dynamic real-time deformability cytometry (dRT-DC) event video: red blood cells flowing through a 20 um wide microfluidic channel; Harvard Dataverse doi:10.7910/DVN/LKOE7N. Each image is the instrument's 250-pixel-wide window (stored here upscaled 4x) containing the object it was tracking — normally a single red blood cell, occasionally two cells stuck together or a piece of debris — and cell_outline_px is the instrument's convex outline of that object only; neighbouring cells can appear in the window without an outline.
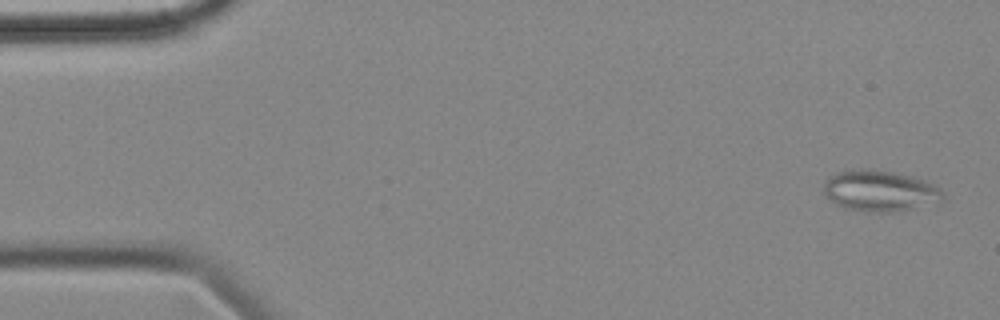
{"species": "common noctule bat (a hibernating species)", "species_latin": "Nyctalus noctula", "temperature_condition": "cold", "stored_images_in_passage": 56, "camera_frame_rate_fps": 3000, "um_per_image_px": 0.085, "animal": {"sex": "female", "body_mass_g": 18.4}, "frame": {"image": 1, "passage_image": 2, "time_ms": 0.333, "image_size_px": [1000, 320], "cell_outline_px": [[944, 200], [912, 208], [892, 212], [876, 212], [844, 208], [836, 204], [824, 192], [824, 180], [828, 176], [836, 172], [852, 168], [872, 168], [896, 172], [912, 176], [936, 184], [944, 192]], "centroid_in_image_um": [74.79, 16.18], "position_along_channel_um": 10.2, "area_um2": 28.84}}
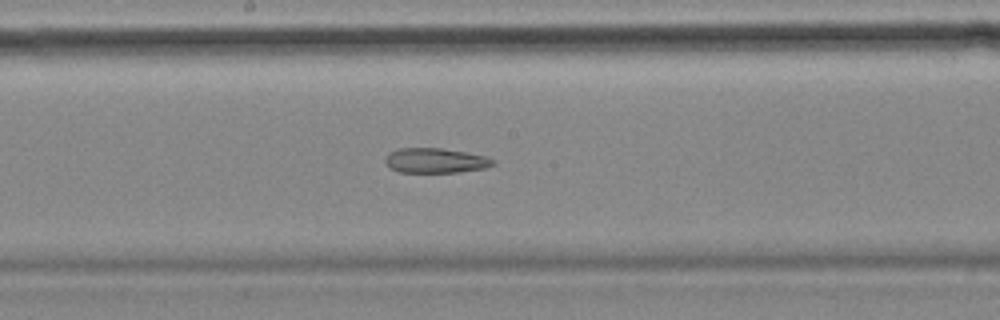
{"frame": {"image": 2, "passage_image": 29, "time_ms": 9.333, "image_size_px": [1000, 320], "cell_outline_px": [[496, 164], [484, 168], [460, 172], [400, 172], [388, 168], [384, 160], [384, 156], [388, 152], [396, 148], [440, 148], [488, 156], [496, 160]], "centroid_in_image_um": [36.99, 13.64], "position_along_channel_um": 211.2, "area_um2": 15.9}}
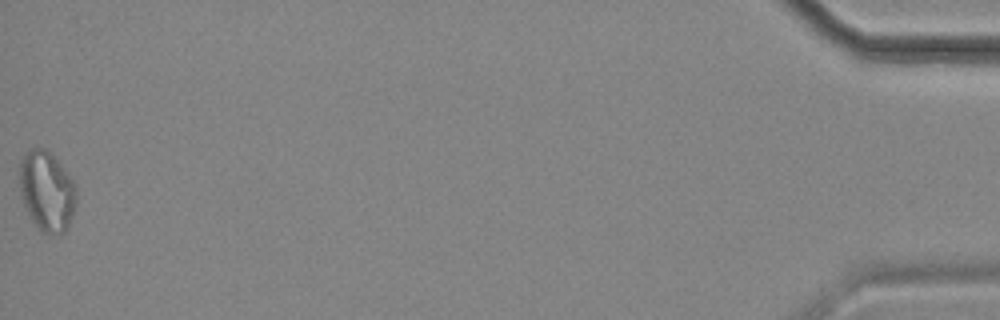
{"frame": {"image": 3, "passage_image": 56, "time_ms": 18.333, "image_size_px": [1000, 320], "cell_outline_px": [[76, 204], [68, 228], [64, 232], [40, 232], [36, 228], [20, 196], [20, 160], [24, 152], [28, 148], [44, 148], [56, 160], [76, 184]], "centroid_in_image_um": [3.97, 16.24], "position_along_channel_um": 431.2, "area_um2": 26.36}, "authors_computed_cell_mechanics": {"area_um2": 22.1374, "velocity_mm_per_s": 3.5499, "shape_relaxation_time_tau1_ms": null, "shape_relaxation_time_tau2_ms": 9.7958, "deformation_change_tau1": null, "deformation_change_tau2": 0.2198}}